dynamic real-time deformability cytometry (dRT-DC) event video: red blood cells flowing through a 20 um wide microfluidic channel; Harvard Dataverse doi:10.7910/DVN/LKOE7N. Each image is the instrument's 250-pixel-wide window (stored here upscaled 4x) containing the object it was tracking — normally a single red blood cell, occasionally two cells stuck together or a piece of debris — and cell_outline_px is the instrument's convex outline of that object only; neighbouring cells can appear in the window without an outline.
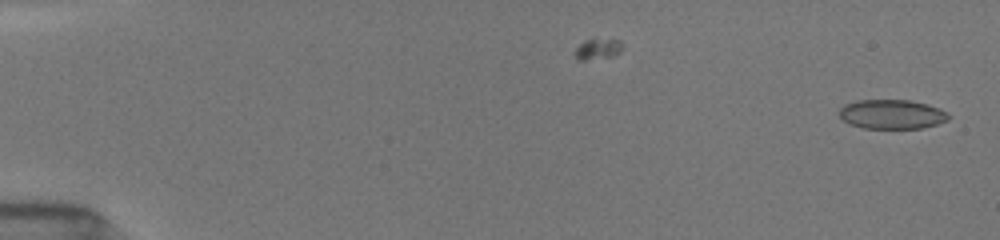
{"species": "common noctule bat (a hibernating species)", "species_latin": "Nyctalus noctula", "temperature_condition": "room temperature", "stored_images_in_passage": 11, "camera_frame_rate_fps": 3000, "um_per_image_px": 0.085, "animal": {"sex": "female", "body_mass_g": 19.5, "forearm_length_mm": 54.1}, "frame": {"image": 1, "passage_image": 1, "time_ms": 0.0, "image_size_px": [1000, 240], "cell_outline_px": [[952, 116], [948, 120], [936, 124], [920, 128], [864, 128], [848, 124], [840, 116], [840, 108], [844, 104], [856, 100], [908, 100], [928, 104], [940, 108], [948, 112]], "centroid_in_image_um": [75.83, 9.7], "position_along_channel_um": 9.2, "area_um2": 18.79}}